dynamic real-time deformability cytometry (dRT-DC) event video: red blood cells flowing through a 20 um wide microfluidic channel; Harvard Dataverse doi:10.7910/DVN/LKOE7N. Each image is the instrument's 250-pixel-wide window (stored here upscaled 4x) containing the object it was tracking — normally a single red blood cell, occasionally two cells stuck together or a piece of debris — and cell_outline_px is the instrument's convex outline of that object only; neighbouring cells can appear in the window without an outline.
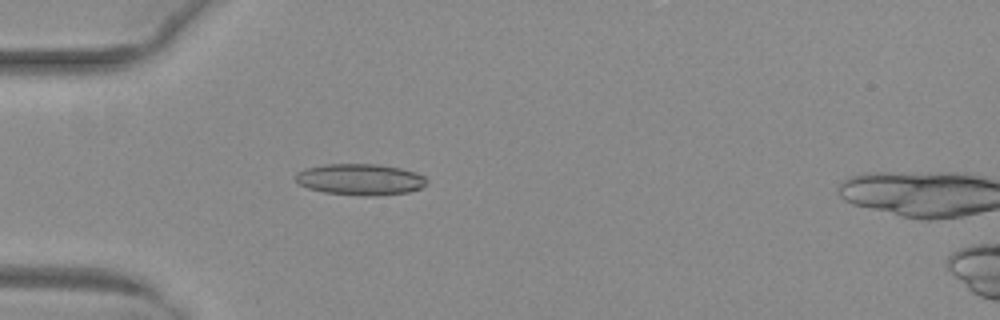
{"species": "common noctule bat (a hibernating species)", "species_latin": "Nyctalus noctula", "temperature_condition": "warm", "stored_images_in_passage": 52, "camera_frame_rate_fps": 3000, "um_per_image_px": 0.085, "animal": {"sex": "female", "body_mass_g": 29.2, "forearm_length_mm": 56.3}, "frame": {"image": 1, "passage_image": 16, "time_ms": 5.0, "image_size_px": [1000, 320], "cell_outline_px": [[428, 184], [420, 188], [408, 192], [376, 196], [364, 196], [324, 192], [308, 188], [300, 184], [296, 180], [296, 172], [304, 168], [324, 164], [376, 164], [400, 168], [416, 172], [424, 176], [428, 180]], "centroid_in_image_um": [30.63, 15.25], "position_along_channel_um": 54.4, "area_um2": 24.04}}
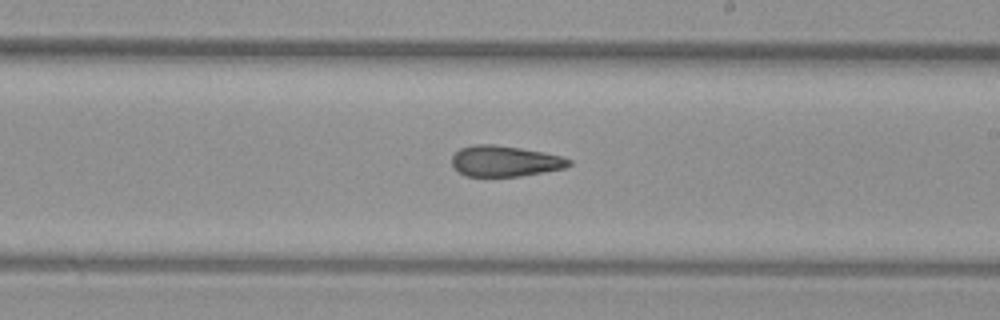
{"frame": {"image": 2, "passage_image": 31, "time_ms": 10.0, "image_size_px": [1000, 320], "cell_outline_px": [[572, 164], [564, 168], [544, 172], [520, 176], [464, 176], [452, 168], [452, 156], [460, 148], [472, 144], [492, 144], [520, 148], [560, 156], [572, 160]], "centroid_in_image_um": [42.87, 13.7], "position_along_channel_um": 246.1, "area_um2": 21.04}}
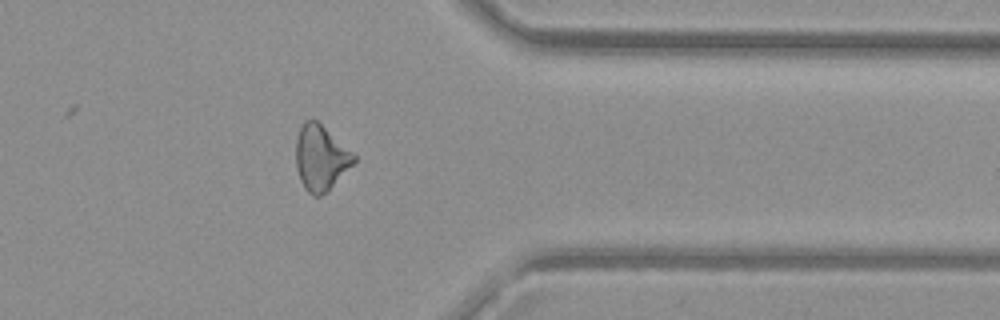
{"frame": {"image": 3, "passage_image": 42, "time_ms": 13.667, "image_size_px": [1000, 320], "cell_outline_px": [[356, 160], [328, 192], [320, 196], [312, 196], [304, 188], [300, 180], [296, 168], [296, 140], [300, 128], [304, 120], [316, 120], [352, 152], [356, 156]], "centroid_in_image_um": [27.24, 13.45], "position_along_channel_um": 384.2, "area_um2": 21.91}, "authors_computed_cell_mechanics": {"area_um2": 22.5709, "velocity_mm_per_s": 4.0359, "shape_relaxation_time_tau1_ms": null, "shape_relaxation_time_tau2_ms": 4.2477, "deformation_change_tau1": null, "deformation_change_tau2": 0.1419}}